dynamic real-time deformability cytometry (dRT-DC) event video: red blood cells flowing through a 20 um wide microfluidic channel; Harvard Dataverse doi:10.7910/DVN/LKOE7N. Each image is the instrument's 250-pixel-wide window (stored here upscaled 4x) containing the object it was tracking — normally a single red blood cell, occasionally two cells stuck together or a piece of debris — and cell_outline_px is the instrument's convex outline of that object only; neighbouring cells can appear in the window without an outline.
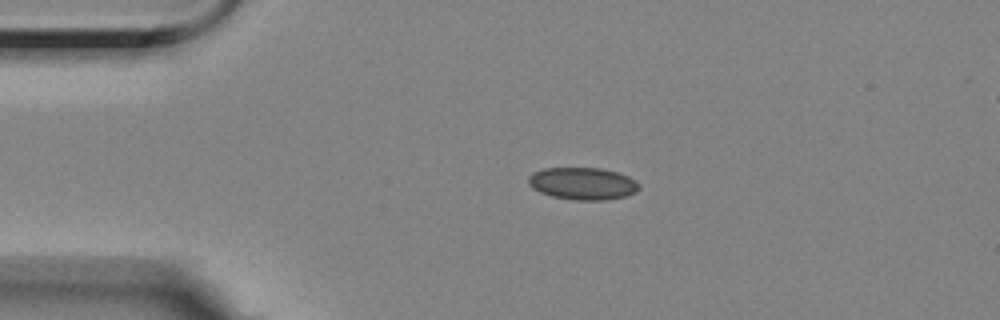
{"species": "Egyptian fruit bat (a non-hibernating species)", "species_latin": "Rousettus aegyptiacus", "temperature_condition": "room temperature", "stored_images_in_passage": 46, "camera_frame_rate_fps": 3000, "um_per_image_px": 0.085, "animal": {"sex": "female"}, "frame": {"image": 1, "passage_image": 1, "time_ms": 0.0, "image_size_px": [1000, 320], "cell_outline_px": [[640, 188], [636, 192], [624, 196], [608, 200], [572, 200], [552, 196], [540, 192], [532, 188], [528, 184], [528, 176], [532, 172], [544, 168], [600, 168], [616, 172], [628, 176], [636, 180], [640, 184]], "centroid_in_image_um": [49.52, 15.6], "position_along_channel_um": 35.5, "area_um2": 20.98}}
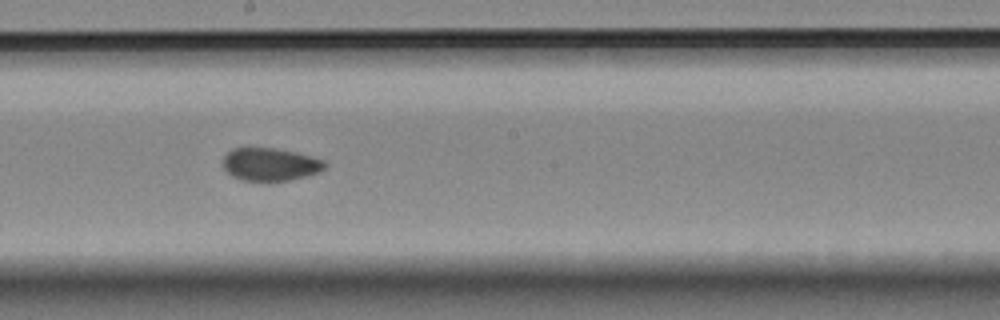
{"frame": {"image": 2, "passage_image": 20, "time_ms": 6.333, "image_size_px": [1000, 320], "cell_outline_px": [[328, 168], [320, 172], [308, 176], [288, 180], [240, 180], [232, 176], [224, 168], [224, 156], [232, 148], [248, 144], [276, 148], [296, 152], [312, 156], [324, 160], [328, 164]], "centroid_in_image_um": [22.99, 13.91], "position_along_channel_um": 225.2, "area_um2": 20.23}}
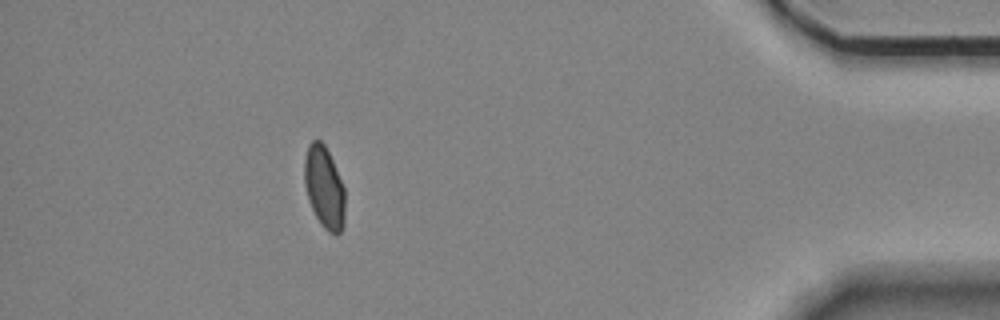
{"frame": {"image": 3, "passage_image": 40, "time_ms": 13.0, "image_size_px": [1000, 320], "cell_outline_px": [[344, 224], [340, 232], [336, 236], [328, 232], [320, 224], [308, 200], [304, 184], [304, 160], [308, 144], [312, 140], [320, 140], [324, 144], [332, 160], [344, 188]], "centroid_in_image_um": [27.54, 15.95], "position_along_channel_um": 407.7, "area_um2": 19.42}, "authors_computed_cell_mechanics": {"area_um2": 20.1144, "velocity_mm_per_s": 3.5134, "shape_relaxation_time_tau1_ms": null, "shape_relaxation_time_tau2_ms": 1.0999, "deformation_change_tau1": null, "deformation_change_tau2": 0.0523}}